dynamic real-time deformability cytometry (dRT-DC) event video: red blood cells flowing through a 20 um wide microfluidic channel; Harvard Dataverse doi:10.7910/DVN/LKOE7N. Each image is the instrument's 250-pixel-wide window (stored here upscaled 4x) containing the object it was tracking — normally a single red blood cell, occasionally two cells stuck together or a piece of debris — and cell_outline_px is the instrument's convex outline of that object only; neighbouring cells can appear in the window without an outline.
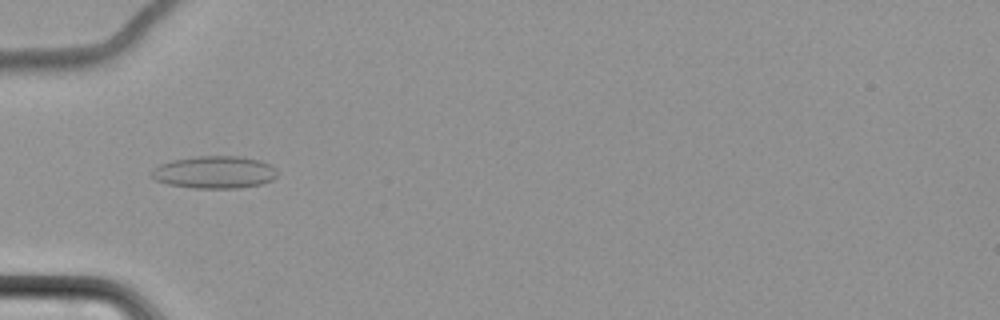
{"species": "common noctule bat (a hibernating species)", "species_latin": "Nyctalus noctula", "temperature_condition": "cold", "stored_images_in_passage": 6, "camera_frame_rate_fps": 3000, "um_per_image_px": 0.085, "animal": {"sex": "female", "body_mass_g": 22.7, "forearm_length_mm": 54.2}, "frame": {"image": 1, "passage_image": 6, "time_ms": 6.667, "image_size_px": [1000, 320], "cell_outline_px": [[276, 176], [272, 180], [260, 184], [236, 188], [192, 188], [168, 184], [156, 180], [152, 176], [152, 168], [160, 164], [172, 160], [196, 156], [240, 156], [260, 160], [272, 164], [276, 168]], "centroid_in_image_um": [18.24, 14.63], "position_along_channel_um": 66.8, "area_um2": 23.81}}